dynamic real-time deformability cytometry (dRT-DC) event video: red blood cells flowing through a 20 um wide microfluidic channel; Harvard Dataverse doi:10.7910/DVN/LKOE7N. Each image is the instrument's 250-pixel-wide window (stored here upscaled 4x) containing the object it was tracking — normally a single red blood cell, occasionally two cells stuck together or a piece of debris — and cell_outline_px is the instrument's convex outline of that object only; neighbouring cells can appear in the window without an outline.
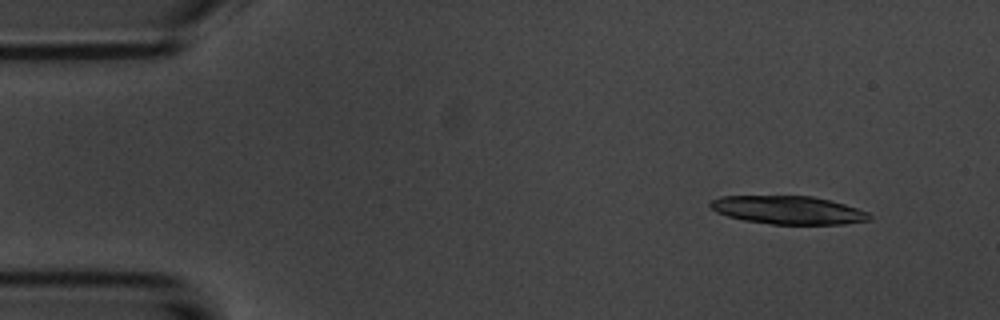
{"species": "common noctule bat (a hibernating species)", "species_latin": "Nyctalus noctula", "temperature_condition": "room temperature", "stored_images_in_passage": 6, "camera_frame_rate_fps": 3000, "um_per_image_px": 0.085, "animal": {"sex": "male", "body_mass_g": 20.1, "forearm_length_mm": 53.5}, "frame": {"image": 1, "passage_image": 2, "time_ms": 1.333, "image_size_px": [1000, 320], "cell_outline_px": [[872, 220], [844, 224], [772, 224], [744, 220], [728, 216], [716, 212], [708, 204], [712, 200], [720, 196], [812, 196], [844, 204], [868, 212], [872, 216]], "centroid_in_image_um": [67.01, 17.86], "position_along_channel_um": 18.0, "area_um2": 26.07}}